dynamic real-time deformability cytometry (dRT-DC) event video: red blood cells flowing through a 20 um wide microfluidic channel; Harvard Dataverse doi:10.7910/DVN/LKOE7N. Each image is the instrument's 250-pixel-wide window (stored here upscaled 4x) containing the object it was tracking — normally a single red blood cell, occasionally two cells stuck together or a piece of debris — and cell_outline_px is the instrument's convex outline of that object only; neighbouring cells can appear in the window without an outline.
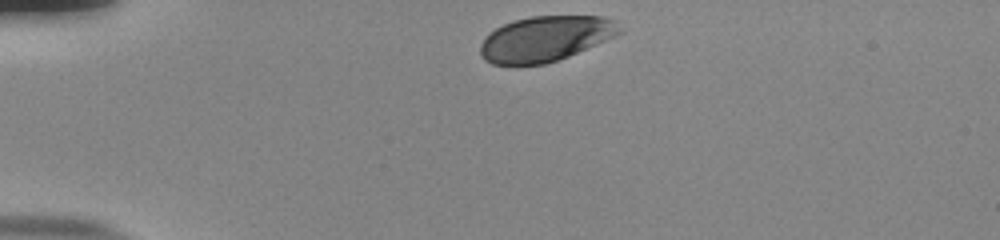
{"species": "human", "species_latin": "Homo sapiens", "temperature_condition": "room temperature", "stored_images_in_passage": 34, "camera_frame_rate_fps": 3000, "um_per_image_px": 0.085, "donor": {"sex": "male"}, "frame": {"image": 1, "passage_image": 1, "time_ms": 0.0, "image_size_px": [1000, 240], "cell_outline_px": [[624, 32], [616, 36], [568, 56], [544, 64], [492, 64], [484, 60], [480, 52], [480, 44], [488, 32], [512, 20], [532, 16], [604, 16], [616, 20], [624, 28]], "centroid_in_image_um": [46.39, 3.27], "position_along_channel_um": 38.6, "area_um2": 36.99}}
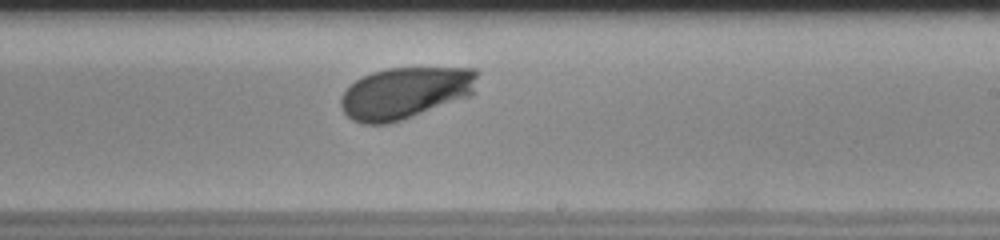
{"frame": {"image": 2, "passage_image": 22, "time_ms": 7.0, "image_size_px": [1000, 240], "cell_outline_px": [[480, 72], [476, 92], [472, 96], [388, 124], [364, 124], [352, 120], [344, 112], [340, 104], [340, 96], [356, 80], [372, 72], [388, 68], [476, 68]], "centroid_in_image_um": [34.51, 7.89], "position_along_channel_um": 254.5, "area_um2": 41.44}}
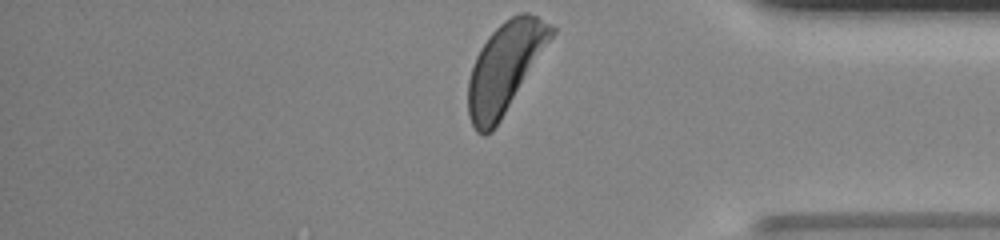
{"frame": {"image": 3, "passage_image": 34, "time_ms": 11.0, "image_size_px": [1000, 240], "cell_outline_px": [[556, 32], [500, 120], [492, 132], [484, 136], [476, 132], [468, 116], [468, 80], [476, 56], [480, 48], [488, 36], [504, 20], [520, 12], [528, 12], [536, 16], [556, 28]], "centroid_in_image_um": [42.9, 5.74], "position_along_channel_um": 392.3, "area_um2": 43.06}, "authors_computed_cell_mechanics": {"area_um2": 40.4022, "velocity_mm_per_s": 3.8113, "shape_relaxation_time_tau1_ms": 0.7752, "shape_relaxation_time_tau2_ms": 5.3831, "deformation_change_tau1": 0.0798, "deformation_change_tau2": 0.1588}}